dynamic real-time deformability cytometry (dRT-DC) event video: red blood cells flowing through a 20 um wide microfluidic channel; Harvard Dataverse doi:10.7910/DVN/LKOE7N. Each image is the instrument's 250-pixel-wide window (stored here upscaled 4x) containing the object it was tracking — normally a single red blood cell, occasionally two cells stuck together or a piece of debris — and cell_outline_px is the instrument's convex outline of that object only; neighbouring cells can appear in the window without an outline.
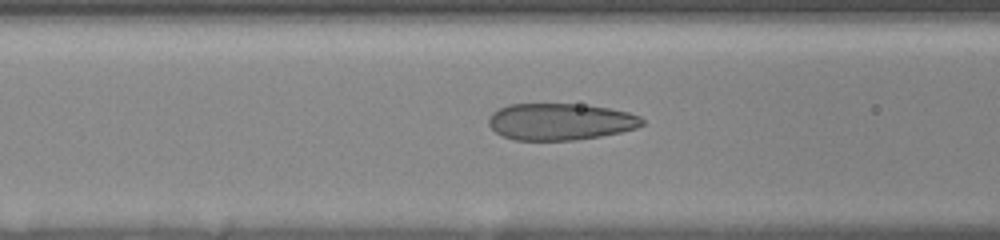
{"species": "human", "species_latin": "Homo sapiens", "temperature_condition": "room temperature", "stored_images_in_passage": 39, "camera_frame_rate_fps": 3000, "um_per_image_px": 0.085, "donor": {"sex": "female"}, "frame": {"image": 1, "passage_image": 13, "time_ms": 5.333, "image_size_px": [1000, 240], "cell_outline_px": [[644, 124], [636, 128], [620, 132], [600, 136], [576, 140], [516, 140], [504, 136], [496, 132], [488, 124], [488, 116], [492, 112], [508, 104], [580, 104], [608, 108], [628, 112], [640, 116], [644, 120]], "centroid_in_image_um": [47.62, 10.34], "position_along_channel_um": 119.0, "area_um2": 32.89}}
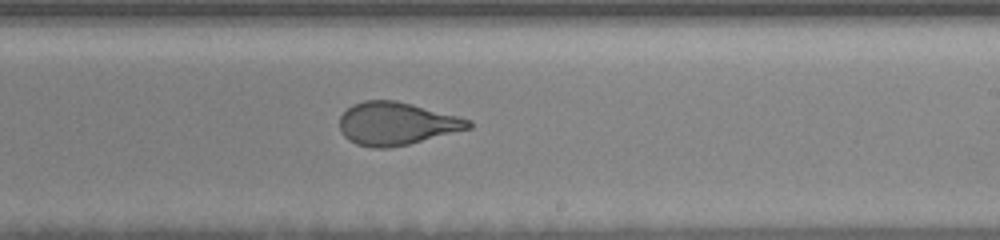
{"frame": {"image": 2, "passage_image": 24, "time_ms": 9.0, "image_size_px": [1000, 240], "cell_outline_px": [[472, 128], [408, 144], [388, 148], [372, 148], [356, 144], [348, 140], [344, 136], [340, 128], [340, 116], [352, 104], [364, 100], [396, 100], [412, 104], [472, 120]], "centroid_in_image_um": [33.69, 10.51], "position_along_channel_um": 255.3, "area_um2": 32.14}}
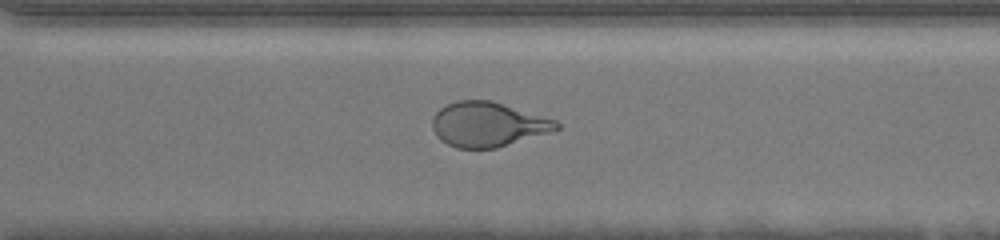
{"frame": {"image": 3, "passage_image": 29, "time_ms": 11.0, "image_size_px": [1000, 240], "cell_outline_px": [[560, 128], [548, 132], [496, 148], [456, 148], [440, 140], [436, 136], [432, 128], [432, 120], [436, 112], [440, 108], [456, 100], [492, 100], [556, 120], [560, 124]], "centroid_in_image_um": [41.43, 10.56], "position_along_channel_um": 329.2, "area_um2": 32.14}}